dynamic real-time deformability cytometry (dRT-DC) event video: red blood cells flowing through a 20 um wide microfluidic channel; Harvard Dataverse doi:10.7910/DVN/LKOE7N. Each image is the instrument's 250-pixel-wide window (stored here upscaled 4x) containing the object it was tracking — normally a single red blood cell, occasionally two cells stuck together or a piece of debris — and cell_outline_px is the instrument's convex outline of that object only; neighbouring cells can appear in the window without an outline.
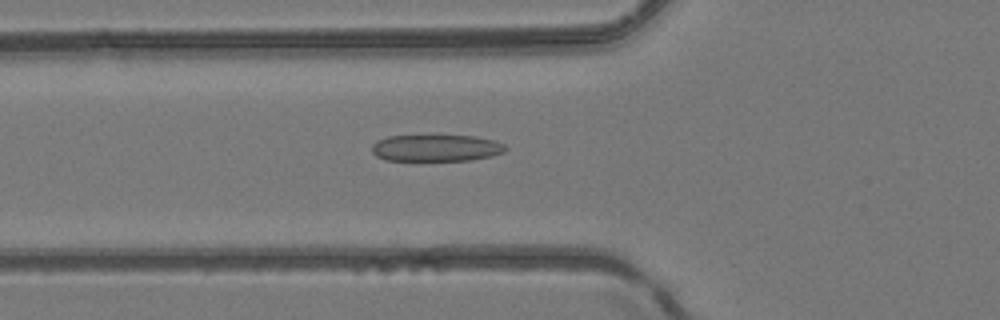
{"species": "common noctule bat (a hibernating species)", "species_latin": "Nyctalus noctula", "temperature_condition": "room temperature", "stored_images_in_passage": 34, "camera_frame_rate_fps": 3000, "um_per_image_px": 0.085, "animal": {"sex": "female", "body_mass_g": 24.6, "forearm_length_mm": 56.2}, "frame": {"image": 1, "passage_image": 2, "time_ms": 0.333, "image_size_px": [1000, 320], "cell_outline_px": [[508, 148], [504, 152], [492, 156], [472, 160], [384, 160], [376, 156], [372, 152], [372, 144], [376, 140], [388, 136], [476, 136], [492, 140], [504, 144]], "centroid_in_image_um": [37.06, 12.58], "position_along_channel_um": 88.7, "area_um2": 20.81}}
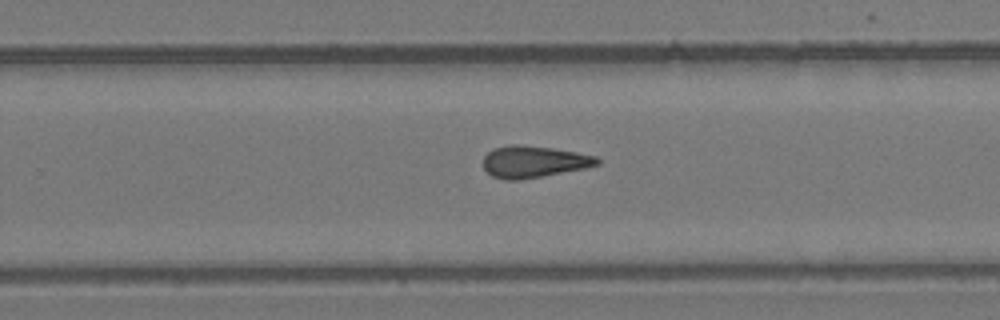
{"frame": {"image": 2, "passage_image": 16, "time_ms": 5.0, "image_size_px": [1000, 320], "cell_outline_px": [[600, 164], [584, 168], [540, 176], [516, 180], [504, 180], [492, 176], [484, 168], [484, 156], [492, 148], [512, 144], [516, 144], [552, 148], [576, 152], [596, 156], [600, 160]], "centroid_in_image_um": [45.35, 13.73], "position_along_channel_um": 284.5, "area_um2": 20.87}}
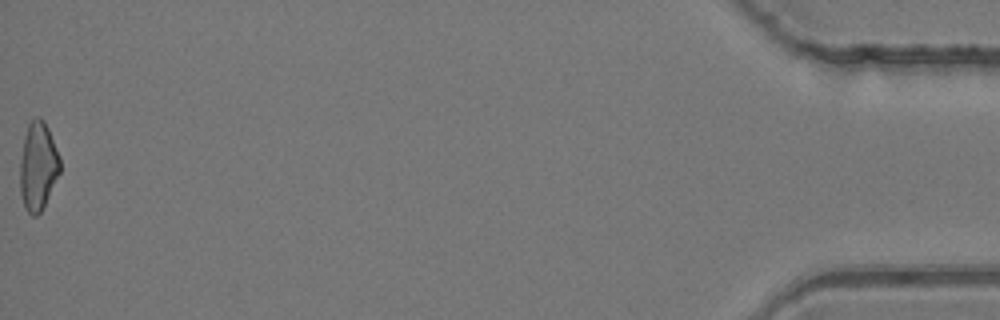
{"frame": {"image": 3, "passage_image": 34, "time_ms": 11.0, "image_size_px": [1000, 320], "cell_outline_px": [[60, 172], [40, 212], [36, 216], [32, 216], [24, 208], [20, 192], [20, 160], [24, 136], [28, 124], [36, 116], [40, 116], [44, 120], [48, 128], [60, 156]], "centroid_in_image_um": [3.22, 14.1], "position_along_channel_um": 432.0, "area_um2": 20.58}}